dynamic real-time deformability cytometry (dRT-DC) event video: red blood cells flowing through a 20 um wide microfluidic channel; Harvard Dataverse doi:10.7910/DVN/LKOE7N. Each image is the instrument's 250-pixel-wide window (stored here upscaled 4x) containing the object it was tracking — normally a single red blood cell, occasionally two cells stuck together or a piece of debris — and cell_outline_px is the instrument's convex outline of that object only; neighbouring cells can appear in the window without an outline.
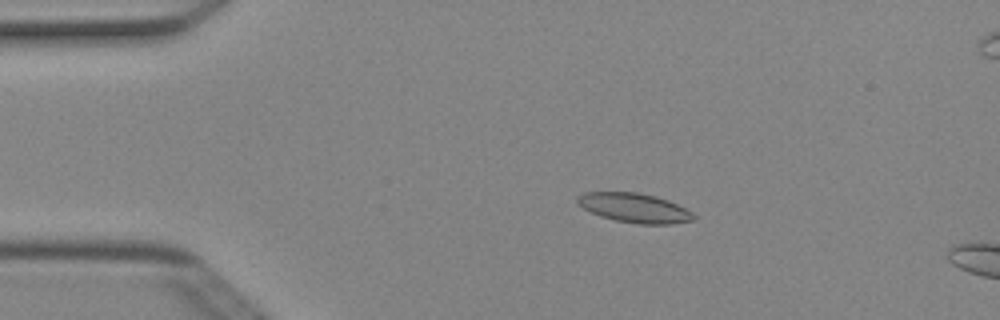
{"species": "Egyptian fruit bat (a non-hibernating species)", "species_latin": "Rousettus aegyptiacus", "temperature_condition": "cold", "stored_images_in_passage": 4, "camera_frame_rate_fps": 3000, "um_per_image_px": 0.085, "animal": {"sex": "female"}, "frame": {"image": 1, "passage_image": 3, "time_ms": 0.667, "image_size_px": [1000, 320], "cell_outline_px": [[696, 220], [672, 224], [636, 224], [616, 220], [600, 216], [576, 204], [576, 196], [584, 192], [636, 192], [656, 196], [668, 200], [692, 212], [696, 216]], "centroid_in_image_um": [53.92, 17.67], "position_along_channel_um": 31.1, "area_um2": 20.0}}